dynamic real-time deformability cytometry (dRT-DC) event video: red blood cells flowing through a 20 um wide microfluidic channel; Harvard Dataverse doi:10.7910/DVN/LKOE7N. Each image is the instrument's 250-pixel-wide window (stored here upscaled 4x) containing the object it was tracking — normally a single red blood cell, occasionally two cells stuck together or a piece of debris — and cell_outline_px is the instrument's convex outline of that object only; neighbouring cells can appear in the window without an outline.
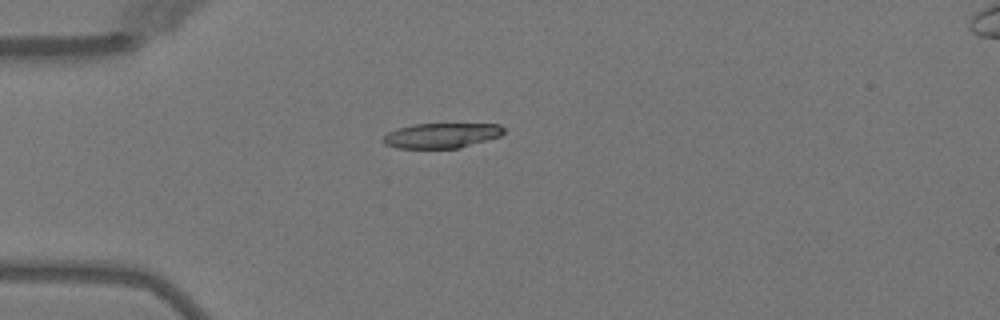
{"species": "Egyptian fruit bat (a non-hibernating species)", "species_latin": "Rousettus aegyptiacus", "temperature_condition": "warm", "stored_images_in_passage": 51, "camera_frame_rate_fps": 3000, "um_per_image_px": 0.085, "animal": {"sex": "female"}, "frame": {"image": 1, "passage_image": 14, "time_ms": 4.333, "image_size_px": [1000, 320], "cell_outline_px": [[504, 132], [500, 136], [460, 148], [396, 148], [384, 144], [380, 140], [388, 132], [396, 128], [412, 124], [500, 124], [504, 128]], "centroid_in_image_um": [37.48, 11.52], "position_along_channel_um": 47.5, "area_um2": 17.69}}
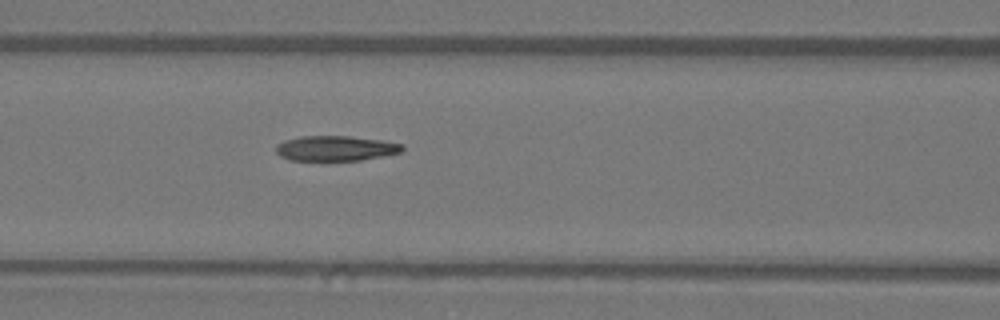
{"frame": {"image": 2, "passage_image": 22, "time_ms": 7.0, "image_size_px": [1000, 320], "cell_outline_px": [[404, 148], [400, 152], [384, 156], [360, 160], [288, 160], [280, 156], [276, 152], [276, 144], [284, 140], [300, 136], [348, 136], [380, 140], [404, 144]], "centroid_in_image_um": [28.5, 12.6], "position_along_channel_um": 138.1, "area_um2": 18.5}}
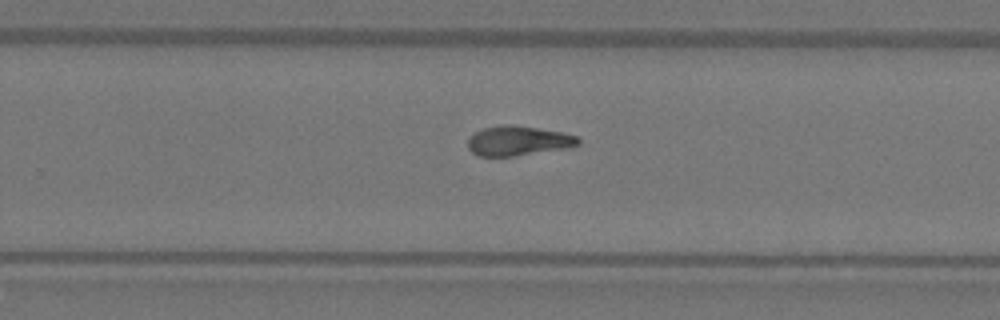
{"frame": {"image": 3, "passage_image": 33, "time_ms": 10.667, "image_size_px": [1000, 320], "cell_outline_px": [[580, 144], [568, 148], [516, 156], [476, 156], [468, 148], [468, 136], [484, 128], [508, 124], [512, 124], [564, 132], [576, 136], [580, 140]], "centroid_in_image_um": [44.05, 11.97], "position_along_channel_um": 285.7, "area_um2": 19.25}, "authors_computed_cell_mechanics": {"area_um2": 18.9584, "velocity_mm_per_s": 4.0428, "shape_relaxation_time_tau1_ms": 6.9678, "shape_relaxation_time_tau2_ms": 3.0769, "deformation_change_tau1": 0.208, "deformation_change_tau2": 0.1085}}